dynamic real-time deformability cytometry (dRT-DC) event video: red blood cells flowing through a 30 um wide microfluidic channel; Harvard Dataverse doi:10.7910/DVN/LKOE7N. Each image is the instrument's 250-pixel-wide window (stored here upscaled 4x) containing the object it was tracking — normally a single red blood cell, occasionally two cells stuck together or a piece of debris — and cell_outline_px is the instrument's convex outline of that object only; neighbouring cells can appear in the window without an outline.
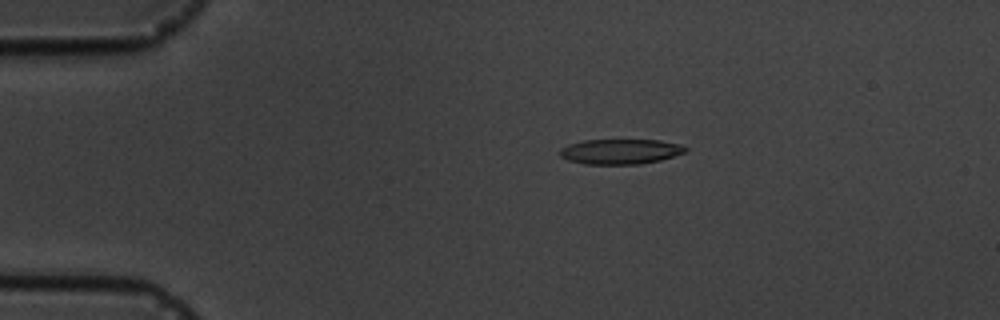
{"species": "common noctule bat (a hibernating species)", "species_latin": "Nyctalus noctula", "temperature_condition": "cold", "stored_images_in_passage": 9, "camera_frame_rate_fps": 3000, "um_per_image_px": 0.085, "animal": {"sex": "male", "body_mass_g": 19.5, "forearm_length_mm": 54.6}, "frame": {"image": 1, "passage_image": 3, "time_ms": 2.333, "image_size_px": [1000, 320], "cell_outline_px": [[688, 148], [684, 152], [660, 160], [640, 164], [584, 164], [568, 160], [560, 156], [560, 148], [568, 144], [584, 140], [660, 140], [680, 144]], "centroid_in_image_um": [52.7, 12.88], "position_along_channel_um": 32.3, "area_um2": 18.32}}
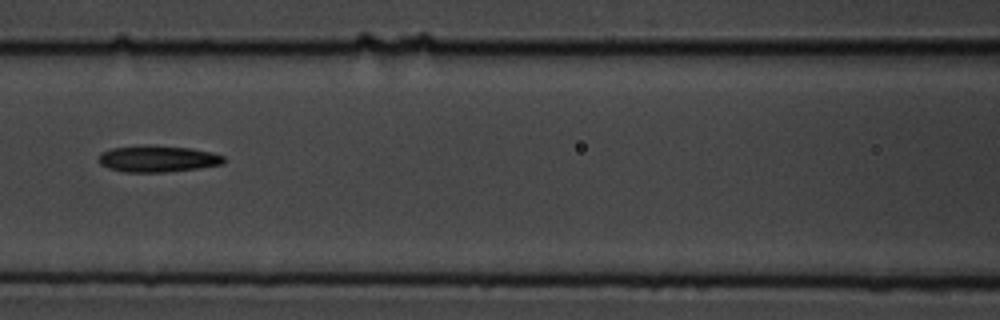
{"frame": {"image": 2, "passage_image": 7, "time_ms": 7.0, "image_size_px": [1000, 320], "cell_outline_px": [[224, 164], [200, 168], [164, 172], [124, 172], [108, 168], [100, 164], [96, 160], [100, 152], [112, 148], [144, 144], [152, 144], [192, 148], [212, 152], [224, 156]], "centroid_in_image_um": [13.37, 13.48], "position_along_channel_um": 153.2, "area_um2": 19.83}}
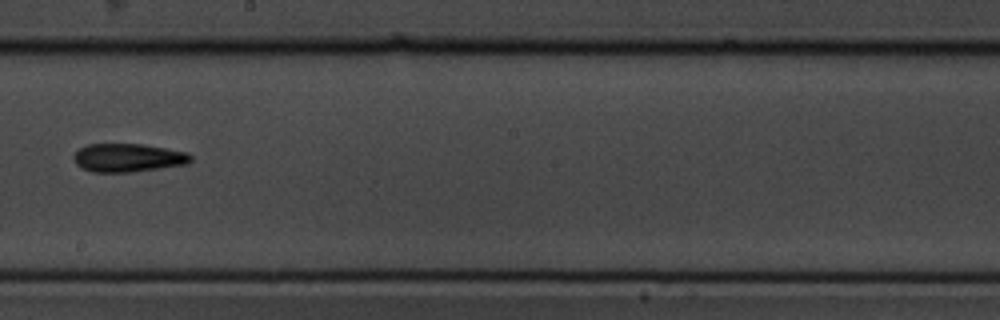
{"frame": {"image": 3, "passage_image": 9, "time_ms": 9.333, "image_size_px": [1000, 320], "cell_outline_px": [[192, 160], [188, 164], [132, 172], [92, 172], [80, 168], [72, 160], [72, 156], [80, 148], [88, 144], [140, 144], [188, 152], [192, 156]], "centroid_in_image_um": [10.86, 13.42], "position_along_channel_um": 237.3, "area_um2": 19.48}}